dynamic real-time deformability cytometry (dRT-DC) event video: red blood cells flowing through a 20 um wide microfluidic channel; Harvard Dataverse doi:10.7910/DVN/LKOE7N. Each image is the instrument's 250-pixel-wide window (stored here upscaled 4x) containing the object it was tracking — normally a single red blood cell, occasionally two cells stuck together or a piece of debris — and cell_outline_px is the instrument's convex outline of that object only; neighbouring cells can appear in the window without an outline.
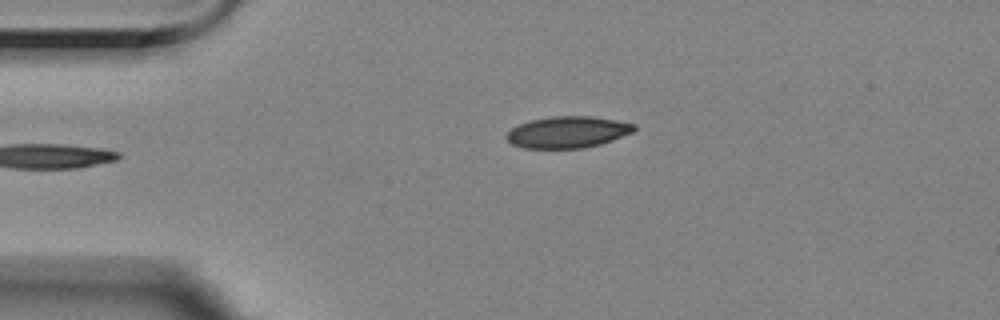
{"species": "Egyptian fruit bat (a non-hibernating species)", "species_latin": "Rousettus aegyptiacus", "temperature_condition": "room temperature", "stored_images_in_passage": 4, "camera_frame_rate_fps": 3000, "um_per_image_px": 0.085, "animal": {"sex": "female"}, "frame": {"image": 1, "passage_image": 4, "time_ms": 4.333, "image_size_px": [1000, 320], "cell_outline_px": [[636, 132], [600, 144], [584, 148], [524, 148], [512, 144], [504, 136], [512, 128], [520, 124], [532, 120], [552, 116], [592, 116], [616, 120], [636, 124]], "centroid_in_image_um": [48.29, 11.23], "position_along_channel_um": 36.7, "area_um2": 23.52}}